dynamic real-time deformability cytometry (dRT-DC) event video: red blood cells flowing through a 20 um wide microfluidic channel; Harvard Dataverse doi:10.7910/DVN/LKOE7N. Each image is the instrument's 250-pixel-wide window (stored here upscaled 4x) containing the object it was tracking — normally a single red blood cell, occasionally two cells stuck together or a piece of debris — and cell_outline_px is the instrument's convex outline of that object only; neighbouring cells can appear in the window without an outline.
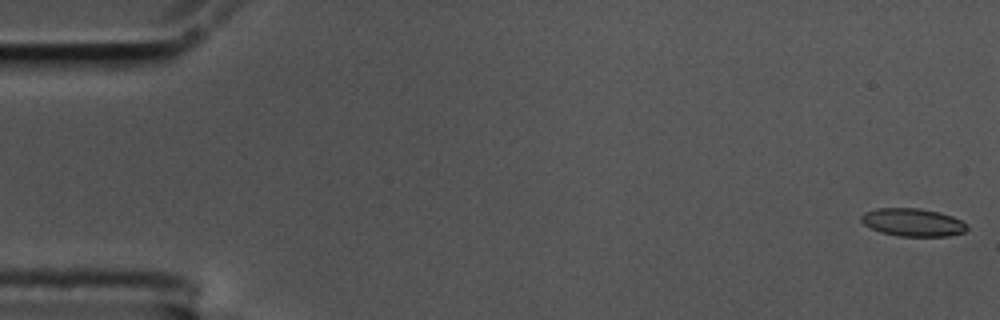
{"species": "common noctule bat (a hibernating species)", "species_latin": "Nyctalus noctula", "temperature_condition": "cold", "stored_images_in_passage": 58, "camera_frame_rate_fps": 3000, "um_per_image_px": 0.085, "animal": {"sex": "male", "body_mass_g": 17.5, "forearm_length_mm": 52.3}, "frame": {"image": 1, "passage_image": 1, "time_ms": 0.0, "image_size_px": [1000, 320], "cell_outline_px": [[968, 228], [964, 232], [948, 236], [900, 236], [880, 232], [864, 224], [860, 220], [860, 216], [864, 212], [876, 208], [920, 208], [940, 212], [952, 216], [968, 224]], "centroid_in_image_um": [77.59, 18.89], "position_along_channel_um": 7.4, "area_um2": 17.28}}
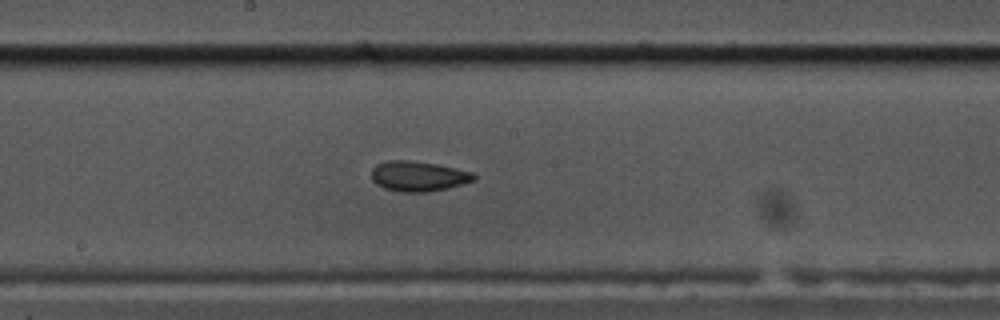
{"frame": {"image": 2, "passage_image": 31, "time_ms": 10.0, "image_size_px": [1000, 320], "cell_outline_px": [[476, 180], [448, 188], [424, 192], [400, 192], [384, 188], [376, 184], [372, 180], [372, 168], [376, 164], [388, 160], [408, 160], [436, 164], [456, 168], [472, 172], [476, 176]], "centroid_in_image_um": [35.55, 14.97], "position_along_channel_um": 212.7, "area_um2": 18.03}}
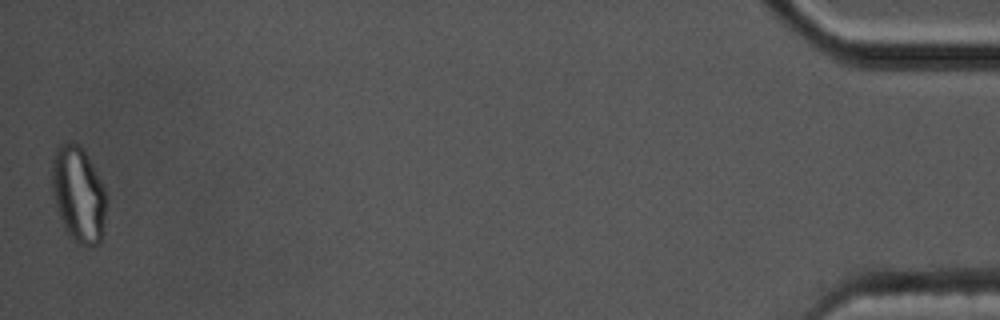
{"frame": {"image": 3, "passage_image": 58, "time_ms": 19.0, "image_size_px": [1000, 320], "cell_outline_px": [[108, 196], [104, 232], [100, 244], [96, 248], [88, 248], [76, 244], [64, 228], [56, 204], [52, 188], [52, 160], [56, 148], [60, 144], [72, 140], [80, 144], [84, 148]], "centroid_in_image_um": [6.71, 16.56], "position_along_channel_um": 428.5, "area_um2": 31.21}, "authors_computed_cell_mechanics": {"area_um2": 17.629, "velocity_mm_per_s": 3.4412, "shape_relaxation_time_tau1_ms": 8.2117, "shape_relaxation_time_tau2_ms": 3.5628, "deformation_change_tau1": 0.1911, "deformation_change_tau2": 0.0981}}